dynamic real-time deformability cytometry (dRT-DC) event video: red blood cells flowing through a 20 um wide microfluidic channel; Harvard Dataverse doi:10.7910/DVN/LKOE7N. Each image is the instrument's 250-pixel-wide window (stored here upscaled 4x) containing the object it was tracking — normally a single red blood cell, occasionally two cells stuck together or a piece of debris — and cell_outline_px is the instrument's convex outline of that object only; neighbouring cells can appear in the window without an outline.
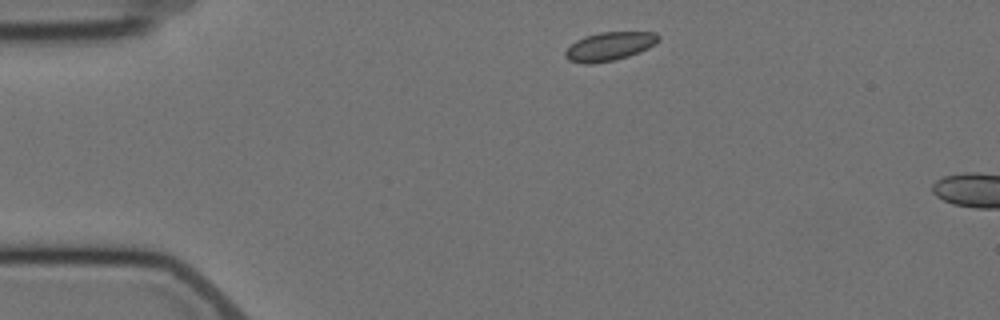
{"species": "Egyptian fruit bat (a non-hibernating species)", "species_latin": "Rousettus aegyptiacus", "temperature_condition": "cold", "stored_images_in_passage": 2, "camera_frame_rate_fps": 3000, "um_per_image_px": 0.085, "animal": {"sex": "female"}, "frame": {"image": 1, "passage_image": 1, "time_ms": 0.0, "image_size_px": [1000, 320], "cell_outline_px": [[660, 40], [656, 44], [640, 52], [616, 60], [588, 64], [584, 64], [568, 60], [564, 56], [564, 52], [576, 40], [584, 36], [600, 32], [656, 32], [660, 36]], "centroid_in_image_um": [51.82, 3.94], "position_along_channel_um": 33.2, "area_um2": 15.66}}